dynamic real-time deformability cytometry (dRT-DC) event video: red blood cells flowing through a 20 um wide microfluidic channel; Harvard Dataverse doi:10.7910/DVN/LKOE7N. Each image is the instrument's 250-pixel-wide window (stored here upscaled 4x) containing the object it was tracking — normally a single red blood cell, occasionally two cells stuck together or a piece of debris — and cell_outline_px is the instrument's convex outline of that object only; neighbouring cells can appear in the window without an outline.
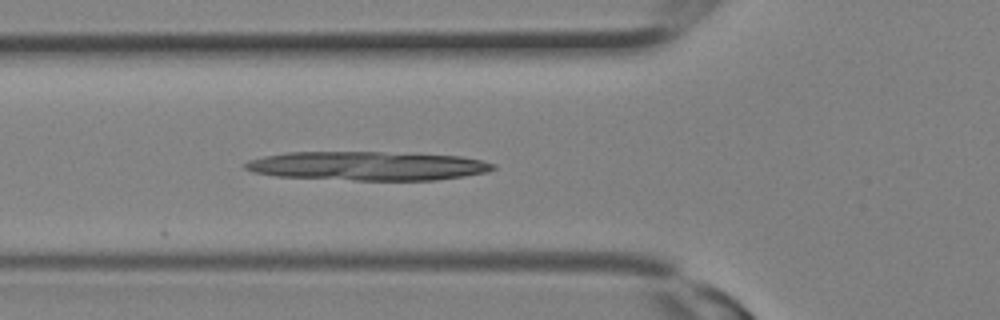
{"species": "Egyptian fruit bat (a non-hibernating species)", "species_latin": "Rousettus aegyptiacus", "temperature_condition": "room temperature", "stored_images_in_passage": 10, "camera_frame_rate_fps": 3000, "um_per_image_px": 0.085, "animal": {"sex": "female"}, "frame": {"image": 1, "passage_image": 10, "time_ms": 3.0, "image_size_px": [1000, 320], "cell_outline_px": [[496, 168], [488, 172], [464, 176], [436, 180], [356, 180], [276, 176], [252, 172], [244, 168], [244, 164], [248, 160], [264, 156], [288, 152], [380, 152], [460, 156], [480, 160], [496, 164]], "centroid_in_image_um": [31.24, 14.1], "position_along_channel_um": 94.6, "area_um2": 41.67}}